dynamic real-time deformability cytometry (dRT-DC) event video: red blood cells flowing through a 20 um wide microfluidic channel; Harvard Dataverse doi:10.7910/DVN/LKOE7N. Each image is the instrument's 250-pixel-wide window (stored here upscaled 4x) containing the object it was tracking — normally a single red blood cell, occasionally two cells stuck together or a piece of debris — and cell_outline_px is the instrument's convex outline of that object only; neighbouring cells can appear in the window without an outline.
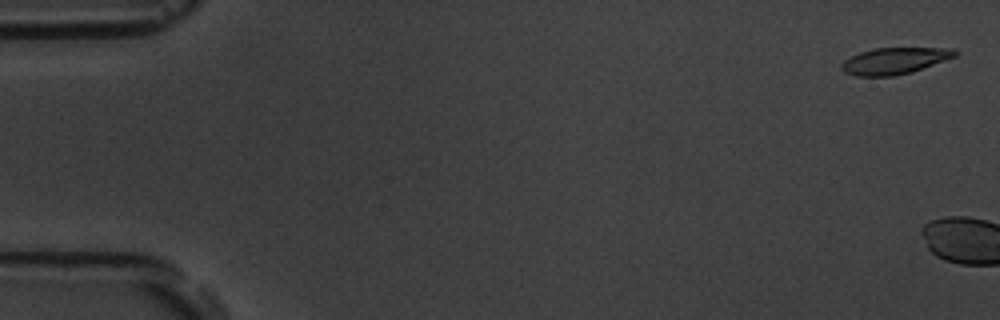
{"species": "common noctule bat (a hibernating species)", "species_latin": "Nyctalus noctula", "temperature_condition": "room temperature", "stored_images_in_passage": 5, "camera_frame_rate_fps": 3000, "um_per_image_px": 0.085, "animal": {"sex": "male", "body_mass_g": 19.5, "forearm_length_mm": 54.6}, "frame": {"image": 1, "passage_image": 2, "time_ms": 0.333, "image_size_px": [1000, 320], "cell_outline_px": [[956, 56], [912, 72], [892, 76], [856, 76], [844, 72], [840, 68], [840, 64], [844, 60], [860, 52], [876, 48], [952, 48], [956, 52]], "centroid_in_image_um": [75.99, 5.17], "position_along_channel_um": 9.0, "area_um2": 17.4}}